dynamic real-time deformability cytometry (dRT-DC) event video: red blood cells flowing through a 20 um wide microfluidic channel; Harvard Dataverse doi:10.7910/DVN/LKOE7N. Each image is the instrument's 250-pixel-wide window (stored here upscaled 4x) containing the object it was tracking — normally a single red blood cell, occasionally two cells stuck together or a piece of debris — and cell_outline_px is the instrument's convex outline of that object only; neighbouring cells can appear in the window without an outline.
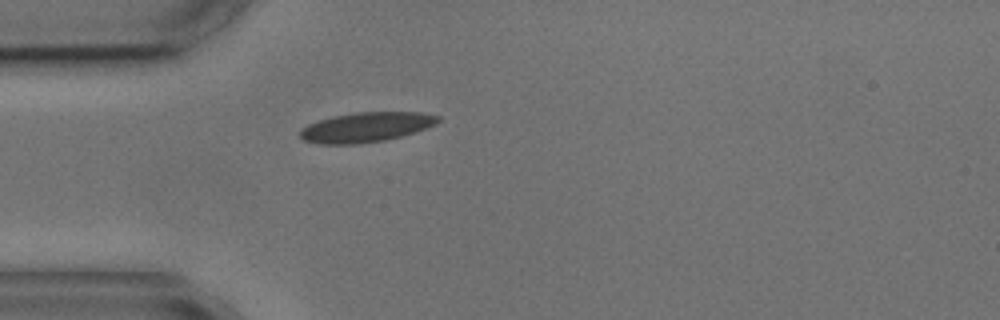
{"species": "common noctule bat (a hibernating species)", "species_latin": "Nyctalus noctula", "temperature_condition": "cold", "stored_images_in_passage": 1, "camera_frame_rate_fps": 3000, "um_per_image_px": 0.085, "animal": {"sex": "male", "body_mass_g": 17.9, "forearm_length_mm": 54.2}, "frame": {"image": 1, "passage_image": 1, "time_ms": 0.0, "image_size_px": [1000, 320], "cell_outline_px": [[440, 120], [436, 124], [400, 136], [384, 140], [356, 144], [320, 144], [304, 140], [300, 136], [300, 128], [308, 124], [332, 116], [356, 112], [420, 112], [440, 116]], "centroid_in_image_um": [31.09, 10.8], "position_along_channel_um": 53.9, "area_um2": 23.76}}